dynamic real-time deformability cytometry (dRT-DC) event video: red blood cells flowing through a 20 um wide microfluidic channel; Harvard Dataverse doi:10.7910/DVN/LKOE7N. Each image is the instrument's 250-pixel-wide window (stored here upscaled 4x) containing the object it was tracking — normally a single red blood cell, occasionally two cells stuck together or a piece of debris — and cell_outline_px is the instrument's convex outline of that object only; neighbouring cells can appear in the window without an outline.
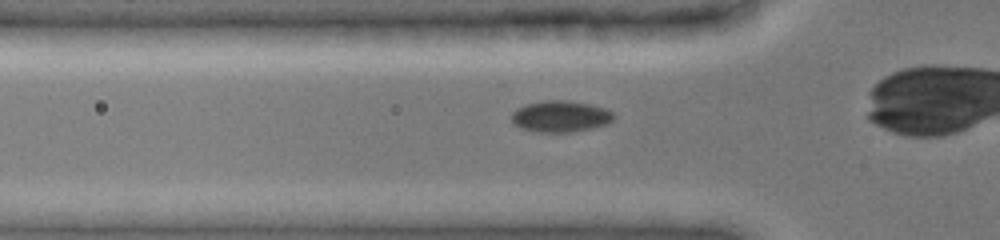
{"species": "common noctule bat (a hibernating species)", "species_latin": "Nyctalus noctula", "temperature_condition": "cold", "stored_images_in_passage": 35, "camera_frame_rate_fps": 3000, "um_per_image_px": 0.085, "animal": {"sex": "female", "body_mass_g": 19.0, "forearm_length_mm": 51.5}, "frame": {"image": 1, "passage_image": 10, "time_ms": 3.0, "image_size_px": [1000, 240], "cell_outline_px": [[612, 120], [608, 124], [592, 128], [572, 132], [536, 132], [520, 128], [512, 120], [512, 112], [516, 108], [524, 104], [544, 100], [568, 100], [592, 104], [604, 108], [612, 112]], "centroid_in_image_um": [47.62, 9.88], "position_along_channel_um": 78.2, "area_um2": 18.79}}
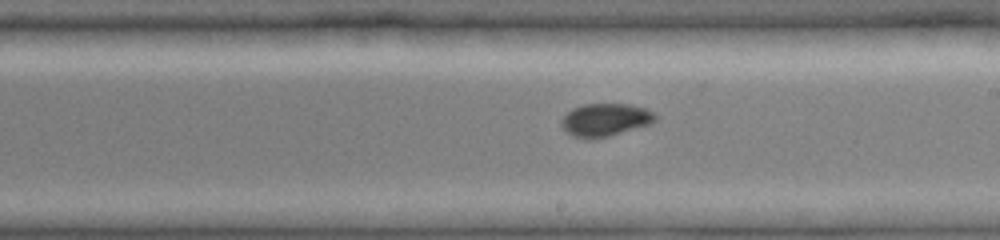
{"frame": {"image": 2, "passage_image": 22, "time_ms": 7.0, "image_size_px": [1000, 240], "cell_outline_px": [[656, 120], [652, 124], [608, 136], [592, 140], [576, 136], [568, 132], [560, 124], [560, 120], [572, 108], [584, 104], [628, 104], [644, 108], [652, 112], [656, 116]], "centroid_in_image_um": [51.45, 10.19], "position_along_channel_um": 237.6, "area_um2": 17.86}}
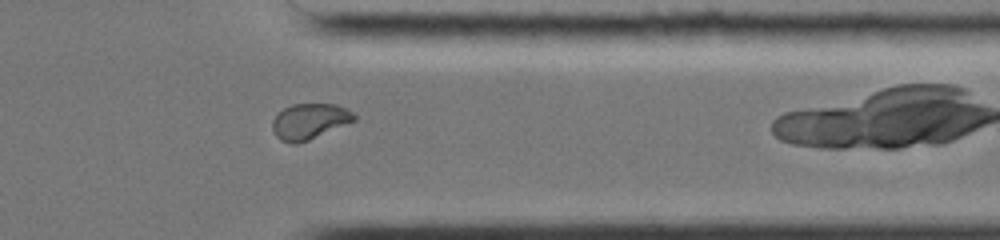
{"frame": {"image": 3, "passage_image": 33, "time_ms": 10.667, "image_size_px": [1000, 240], "cell_outline_px": [[356, 120], [308, 140], [296, 144], [292, 144], [280, 140], [276, 136], [272, 128], [272, 120], [284, 108], [292, 104], [336, 104], [352, 112], [356, 116]], "centroid_in_image_um": [26.29, 10.31], "position_along_channel_um": 385.1, "area_um2": 16.82}}